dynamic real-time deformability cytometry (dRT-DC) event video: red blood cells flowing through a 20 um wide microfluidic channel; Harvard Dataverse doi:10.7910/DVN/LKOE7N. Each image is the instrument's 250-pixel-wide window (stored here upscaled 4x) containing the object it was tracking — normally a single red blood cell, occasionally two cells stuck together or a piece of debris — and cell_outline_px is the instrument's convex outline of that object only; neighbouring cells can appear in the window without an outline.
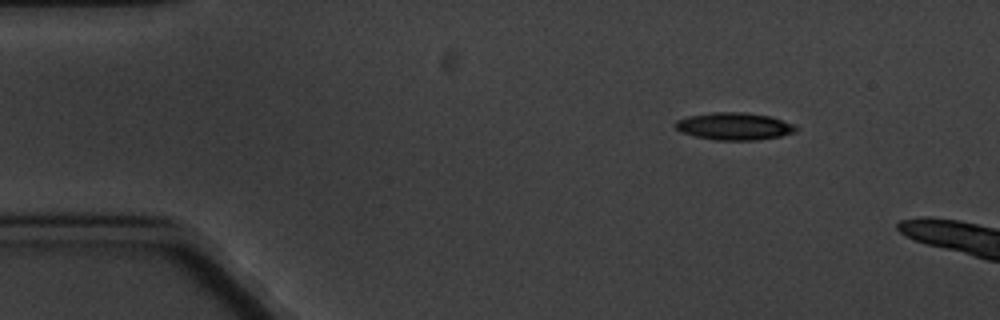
{"species": "common noctule bat (a hibernating species)", "species_latin": "Nyctalus noctula", "temperature_condition": "cold", "stored_images_in_passage": 3, "camera_frame_rate_fps": 3000, "um_per_image_px": 0.085, "animal": {"sex": "male", "body_mass_g": 20.1, "forearm_length_mm": 53.5}, "frame": {"image": 1, "passage_image": 1, "time_ms": 0.0, "image_size_px": [1000, 320], "cell_outline_px": [[800, 128], [796, 132], [780, 136], [756, 140], [716, 140], [696, 136], [680, 132], [672, 124], [676, 120], [688, 116], [712, 112], [744, 112], [768, 116], [796, 124]], "centroid_in_image_um": [62.41, 10.73], "position_along_channel_um": 22.6, "area_um2": 19.36}}